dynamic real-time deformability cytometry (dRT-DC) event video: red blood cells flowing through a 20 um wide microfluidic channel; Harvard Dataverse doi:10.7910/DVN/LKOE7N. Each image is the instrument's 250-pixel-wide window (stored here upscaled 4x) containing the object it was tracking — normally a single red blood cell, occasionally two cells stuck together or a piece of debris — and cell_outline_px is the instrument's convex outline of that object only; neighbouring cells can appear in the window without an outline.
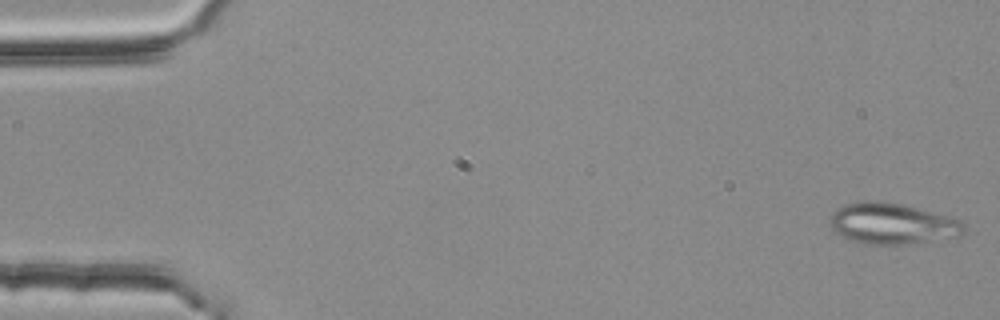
{"species": "common noctule bat (a hibernating species)", "species_latin": "Nyctalus noctula", "temperature_condition": "room temperature", "stored_images_in_passage": 54, "segment_of_instrument_passage": [1, 2], "camera_frame_rate_fps": 3000, "um_per_image_px": 0.085, "animal": {"sex": "female", "body_mass_g": 25.1}, "frame": {"image": 1, "passage_image": 1, "time_ms": 0.0, "image_size_px": [1000, 320], "cell_outline_px": [[964, 232], [960, 236], [908, 244], [864, 244], [848, 240], [840, 236], [832, 228], [828, 220], [832, 212], [836, 208], [844, 204], [864, 200], [884, 200], [904, 204], [960, 220], [964, 224]], "centroid_in_image_um": [75.77, 18.99], "position_along_channel_um": 9.2, "area_um2": 32.43}}